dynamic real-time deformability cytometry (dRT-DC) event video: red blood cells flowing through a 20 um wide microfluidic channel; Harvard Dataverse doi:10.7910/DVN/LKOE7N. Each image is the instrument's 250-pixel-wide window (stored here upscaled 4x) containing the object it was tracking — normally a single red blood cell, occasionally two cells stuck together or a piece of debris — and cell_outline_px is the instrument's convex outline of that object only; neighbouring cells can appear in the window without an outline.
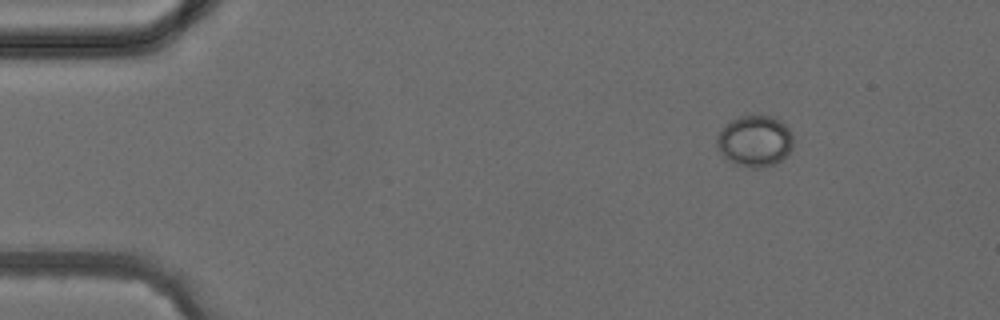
{"species": "common noctule bat (a hibernating species)", "species_latin": "Nyctalus noctula", "temperature_condition": "cold", "stored_images_in_passage": 5, "camera_frame_rate_fps": 3000, "um_per_image_px": 0.085, "animal": {"sex": "female", "body_mass_g": 24.6, "forearm_length_mm": 56.2}, "frame": {"image": 1, "passage_image": 5, "time_ms": 4.667, "image_size_px": [1000, 320], "cell_outline_px": [[792, 148], [780, 160], [772, 164], [760, 168], [752, 168], [736, 164], [724, 156], [716, 144], [716, 136], [732, 120], [740, 116], [756, 112], [772, 116], [780, 120], [792, 132]], "centroid_in_image_um": [64.17, 11.94], "position_along_channel_um": 20.8, "area_um2": 22.83}}